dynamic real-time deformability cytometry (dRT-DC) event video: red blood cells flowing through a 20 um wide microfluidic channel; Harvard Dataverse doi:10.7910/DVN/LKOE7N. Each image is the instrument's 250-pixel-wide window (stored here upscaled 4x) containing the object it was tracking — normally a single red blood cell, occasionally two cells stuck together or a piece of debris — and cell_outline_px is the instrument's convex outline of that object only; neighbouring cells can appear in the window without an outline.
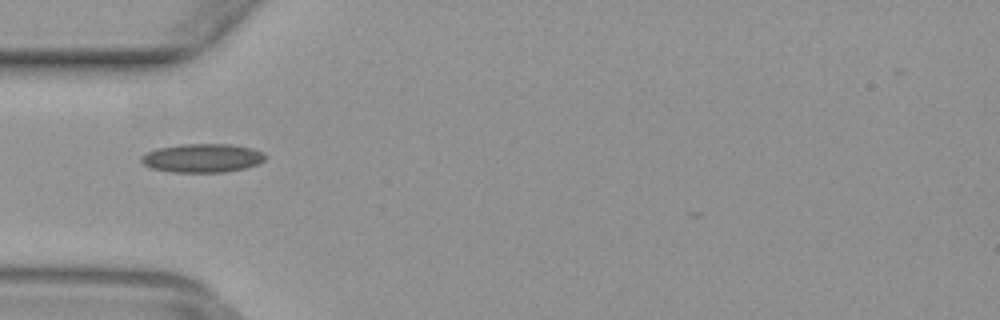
{"species": "common noctule bat (a hibernating species)", "species_latin": "Nyctalus noctula", "temperature_condition": "warm", "stored_images_in_passage": 23, "camera_frame_rate_fps": 3000, "um_per_image_px": 0.085, "animal": {"sex": "female", "body_mass_g": 29.2, "forearm_length_mm": 56.3}, "frame": {"image": 1, "passage_image": 1, "time_ms": 0.0, "image_size_px": [1000, 320], "cell_outline_px": [[268, 156], [264, 160], [256, 164], [244, 168], [224, 172], [172, 172], [152, 168], [144, 164], [140, 160], [140, 156], [144, 152], [156, 148], [180, 144], [228, 144], [252, 148], [264, 152]], "centroid_in_image_um": [17.17, 13.42], "position_along_channel_um": 67.8, "area_um2": 20.87}}
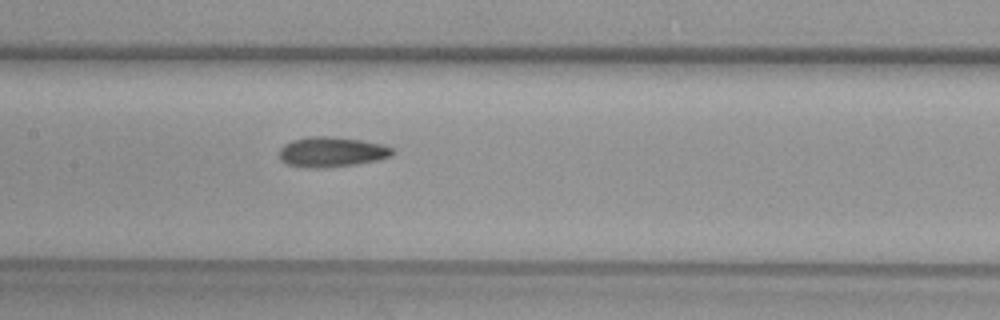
{"frame": {"image": 2, "passage_image": 9, "time_ms": 2.667, "image_size_px": [1000, 320], "cell_outline_px": [[396, 152], [392, 156], [376, 160], [356, 164], [328, 168], [304, 168], [288, 164], [280, 160], [280, 148], [284, 144], [292, 140], [308, 136], [328, 136], [360, 140], [384, 144], [396, 148]], "centroid_in_image_um": [28.22, 12.92], "position_along_channel_um": 179.2, "area_um2": 20.17}}
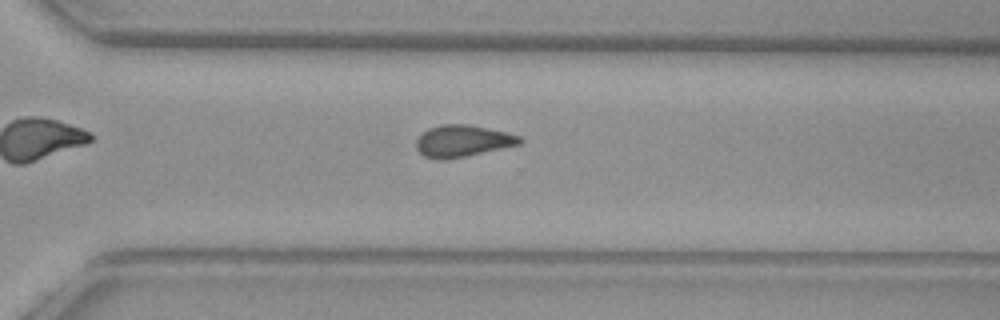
{"frame": {"image": 3, "passage_image": 20, "time_ms": 6.333, "image_size_px": [1000, 320], "cell_outline_px": [[524, 140], [520, 144], [464, 156], [444, 160], [436, 160], [424, 156], [416, 148], [416, 140], [428, 128], [440, 124], [468, 124], [508, 132], [520, 136]], "centroid_in_image_um": [39.31, 11.97], "position_along_channel_um": 331.3, "area_um2": 19.13}}